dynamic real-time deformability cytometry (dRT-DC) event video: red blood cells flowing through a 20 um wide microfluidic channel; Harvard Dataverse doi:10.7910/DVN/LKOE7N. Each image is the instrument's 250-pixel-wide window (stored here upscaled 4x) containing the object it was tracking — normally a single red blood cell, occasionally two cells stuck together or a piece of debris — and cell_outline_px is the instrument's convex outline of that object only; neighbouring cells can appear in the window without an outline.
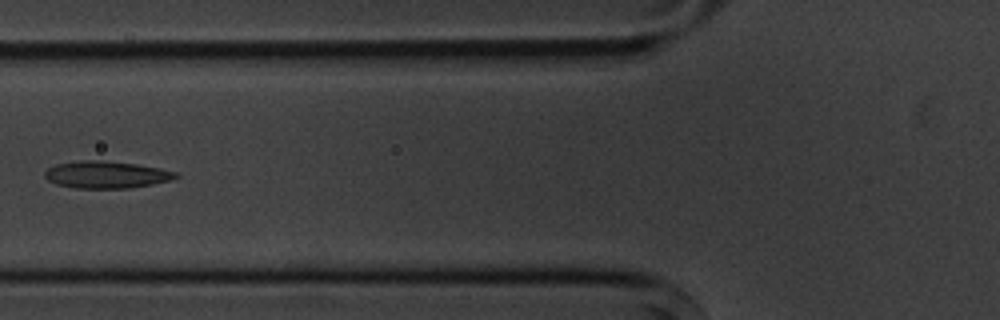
{"species": "common noctule bat (a hibernating species)", "species_latin": "Nyctalus noctula", "temperature_condition": "cold", "stored_images_in_passage": 5, "camera_frame_rate_fps": 3000, "um_per_image_px": 0.085, "animal": {"sex": "male", "body_mass_g": 20.1, "forearm_length_mm": 53.5}, "frame": {"image": 1, "passage_image": 5, "time_ms": 4.667, "image_size_px": [1000, 320], "cell_outline_px": [[180, 176], [172, 180], [152, 184], [128, 188], [76, 188], [56, 184], [48, 180], [44, 176], [44, 172], [48, 168], [56, 164], [80, 160], [100, 160], [136, 164], [160, 168], [176, 172]], "centroid_in_image_um": [9.03, 14.84], "position_along_channel_um": 116.8, "area_um2": 20.69}}